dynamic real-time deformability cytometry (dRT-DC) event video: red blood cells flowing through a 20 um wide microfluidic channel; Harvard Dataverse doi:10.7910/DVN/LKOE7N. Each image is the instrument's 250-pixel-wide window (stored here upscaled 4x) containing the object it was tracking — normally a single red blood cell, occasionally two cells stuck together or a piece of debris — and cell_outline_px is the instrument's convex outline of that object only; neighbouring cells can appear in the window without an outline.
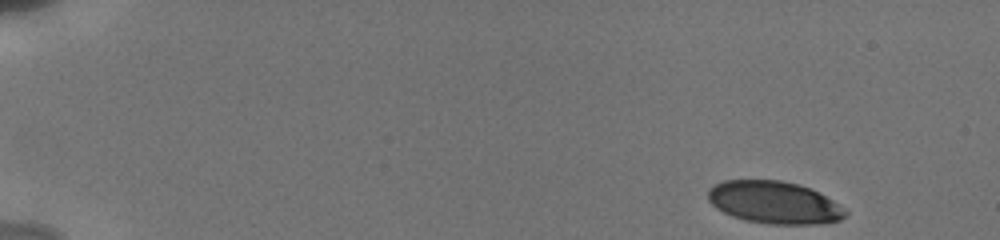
{"species": "human", "species_latin": "Homo sapiens", "temperature_condition": "cold", "stored_images_in_passage": 36, "camera_frame_rate_fps": 3000, "um_per_image_px": 0.085, "donor": {"sex": "male"}, "frame": {"image": 1, "passage_image": 1, "time_ms": 0.0, "image_size_px": [1000, 240], "cell_outline_px": [[848, 212], [840, 220], [820, 224], [768, 224], [744, 220], [732, 216], [716, 208], [708, 200], [708, 188], [724, 180], [780, 180], [800, 184], [832, 200], [844, 208]], "centroid_in_image_um": [65.78, 17.21], "position_along_channel_um": 19.2, "area_um2": 33.87}}
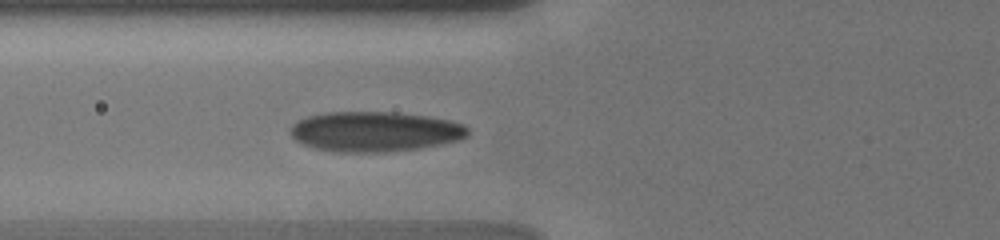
{"frame": {"image": 2, "passage_image": 24, "time_ms": 5.667, "image_size_px": [1000, 240], "cell_outline_px": [[468, 136], [460, 140], [420, 148], [380, 152], [332, 152], [312, 148], [296, 140], [288, 132], [288, 128], [296, 120], [308, 116], [328, 112], [396, 112], [428, 116], [448, 120], [464, 124], [468, 128]], "centroid_in_image_um": [31.82, 11.18], "position_along_channel_um": 94.0, "area_um2": 41.79}}
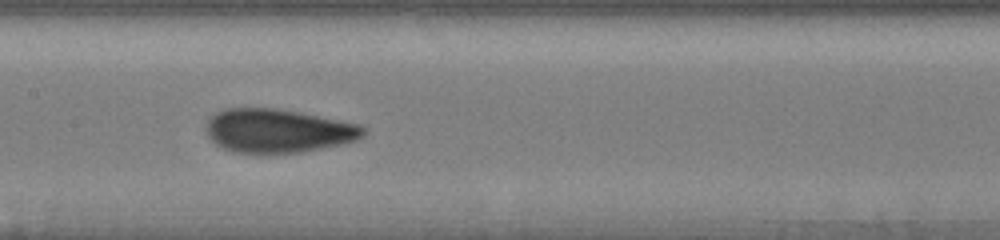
{"frame": {"image": 3, "passage_image": 35, "time_ms": 8.0, "image_size_px": [1000, 240], "cell_outline_px": [[368, 128], [364, 136], [356, 140], [340, 144], [300, 152], [260, 156], [232, 152], [216, 144], [204, 132], [208, 120], [216, 112], [228, 108], [276, 108], [360, 124]], "centroid_in_image_um": [23.6, 11.15], "position_along_channel_um": 183.8, "area_um2": 40.69}}